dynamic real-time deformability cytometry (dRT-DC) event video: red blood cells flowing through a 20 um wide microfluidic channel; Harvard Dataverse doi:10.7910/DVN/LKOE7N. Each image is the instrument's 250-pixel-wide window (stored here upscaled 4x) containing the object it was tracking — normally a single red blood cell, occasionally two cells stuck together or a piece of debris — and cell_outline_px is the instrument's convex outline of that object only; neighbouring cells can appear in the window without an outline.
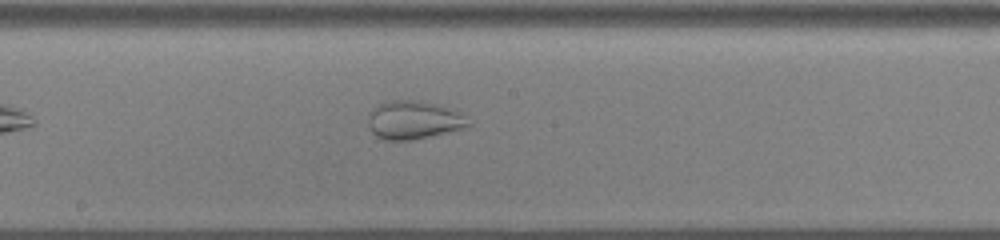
{"species": "common noctule bat (a hibernating species)", "species_latin": "Nyctalus noctula", "temperature_condition": "cold", "stored_images_in_passage": 18, "camera_frame_rate_fps": 3000, "um_per_image_px": 0.085, "animal": {"sex": "male", "body_mass_g": 13.0, "forearm_length_mm": 53.1}, "frame": {"image": 1, "passage_image": 13, "time_ms": 4.0, "image_size_px": [1000, 240], "cell_outline_px": [[472, 124], [468, 128], [432, 136], [412, 140], [384, 140], [376, 136], [368, 128], [368, 112], [372, 108], [380, 104], [392, 100], [420, 100], [436, 104], [456, 112], [464, 116]], "centroid_in_image_um": [35.14, 10.22], "position_along_channel_um": 213.1, "area_um2": 22.54}}